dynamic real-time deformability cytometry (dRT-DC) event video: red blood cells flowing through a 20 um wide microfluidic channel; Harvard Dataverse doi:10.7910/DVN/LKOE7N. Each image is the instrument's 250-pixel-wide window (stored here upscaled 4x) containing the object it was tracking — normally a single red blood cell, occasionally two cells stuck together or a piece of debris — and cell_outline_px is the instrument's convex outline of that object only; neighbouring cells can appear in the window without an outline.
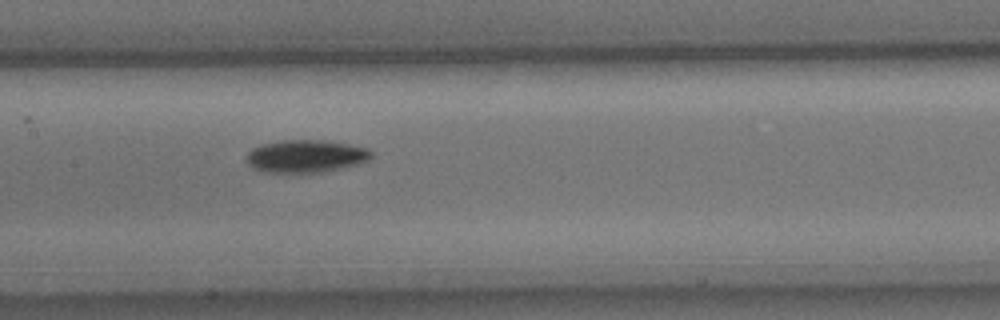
{"species": "common noctule bat (a hibernating species)", "species_latin": "Nyctalus noctula", "temperature_condition": "cold", "stored_images_in_passage": 8, "camera_frame_rate_fps": 3000, "um_per_image_px": 0.085, "animal": {"sex": "male", "body_mass_g": 15.6}, "frame": {"image": 1, "passage_image": 8, "time_ms": 9.0, "image_size_px": [1000, 320], "cell_outline_px": [[372, 156], [368, 160], [344, 168], [324, 172], [268, 172], [256, 168], [248, 164], [244, 156], [252, 148], [260, 144], [284, 140], [324, 140], [348, 144], [368, 148], [372, 152]], "centroid_in_image_um": [25.99, 13.26], "position_along_channel_um": 181.4, "area_um2": 23.76}}